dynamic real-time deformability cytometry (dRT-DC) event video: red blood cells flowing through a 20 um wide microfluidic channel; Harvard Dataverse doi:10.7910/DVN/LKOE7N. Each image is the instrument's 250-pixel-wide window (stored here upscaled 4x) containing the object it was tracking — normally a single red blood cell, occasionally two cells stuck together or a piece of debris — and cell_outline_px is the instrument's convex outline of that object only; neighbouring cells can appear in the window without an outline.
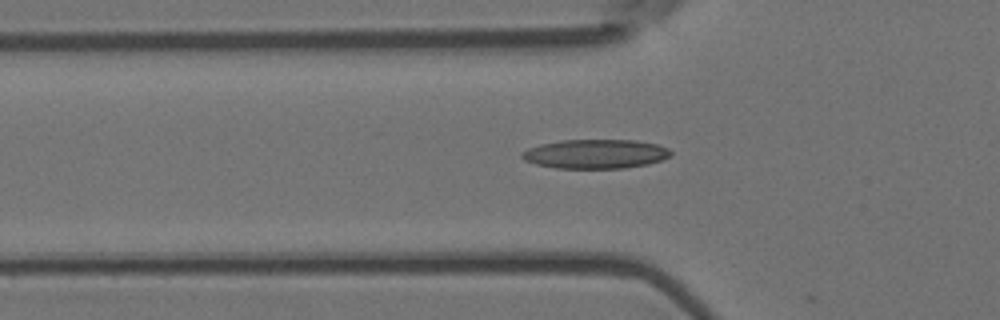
{"species": "Egyptian fruit bat (a non-hibernating species)", "species_latin": "Rousettus aegyptiacus", "temperature_condition": "room temperature", "stored_images_in_passage": 43, "camera_frame_rate_fps": 3000, "um_per_image_px": 0.085, "animal": {"sex": "female"}, "frame": {"image": 1, "passage_image": 13, "time_ms": 4.0, "image_size_px": [1000, 320], "cell_outline_px": [[672, 152], [668, 156], [660, 160], [648, 164], [624, 168], [556, 168], [536, 164], [524, 160], [520, 156], [520, 152], [528, 148], [540, 144], [560, 140], [636, 140], [656, 144], [668, 148]], "centroid_in_image_um": [50.57, 13.08], "position_along_channel_um": 75.2, "area_um2": 25.32}}
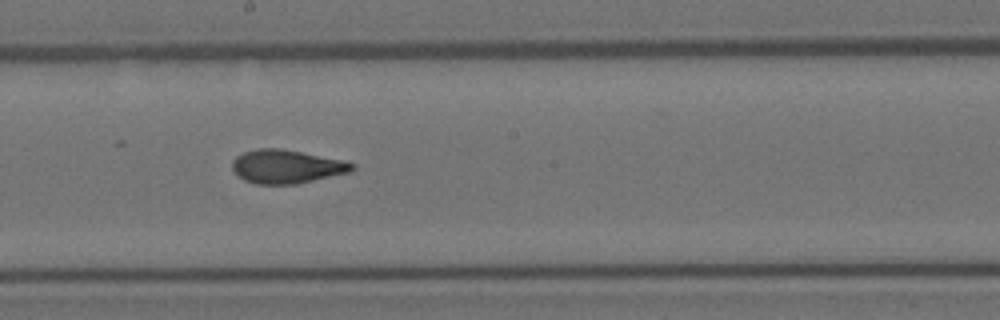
{"frame": {"image": 2, "passage_image": 25, "time_ms": 8.0, "image_size_px": [1000, 320], "cell_outline_px": [[356, 168], [348, 172], [296, 184], [256, 184], [244, 180], [232, 168], [232, 160], [236, 156], [244, 152], [256, 148], [280, 148], [344, 160], [356, 164]], "centroid_in_image_um": [24.35, 14.15], "position_along_channel_um": 223.8, "area_um2": 23.35}}
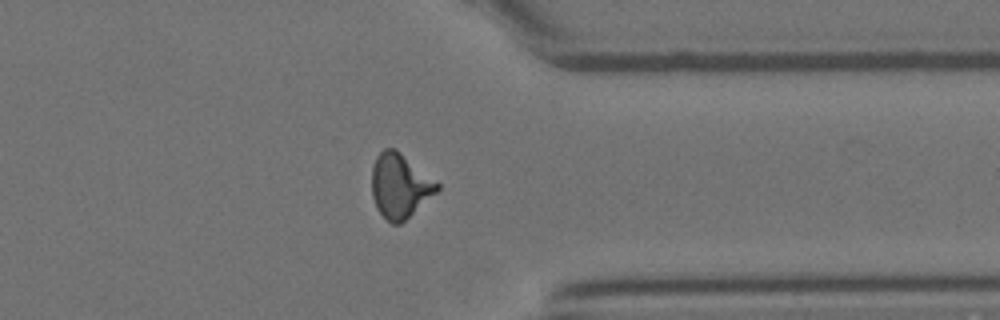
{"frame": {"image": 3, "passage_image": 38, "time_ms": 12.333, "image_size_px": [1000, 320], "cell_outline_px": [[440, 188], [436, 192], [400, 224], [392, 224], [376, 208], [372, 196], [372, 168], [376, 156], [384, 148], [396, 148], [440, 184]], "centroid_in_image_um": [33.97, 15.77], "position_along_channel_um": 377.4, "area_um2": 24.28}}